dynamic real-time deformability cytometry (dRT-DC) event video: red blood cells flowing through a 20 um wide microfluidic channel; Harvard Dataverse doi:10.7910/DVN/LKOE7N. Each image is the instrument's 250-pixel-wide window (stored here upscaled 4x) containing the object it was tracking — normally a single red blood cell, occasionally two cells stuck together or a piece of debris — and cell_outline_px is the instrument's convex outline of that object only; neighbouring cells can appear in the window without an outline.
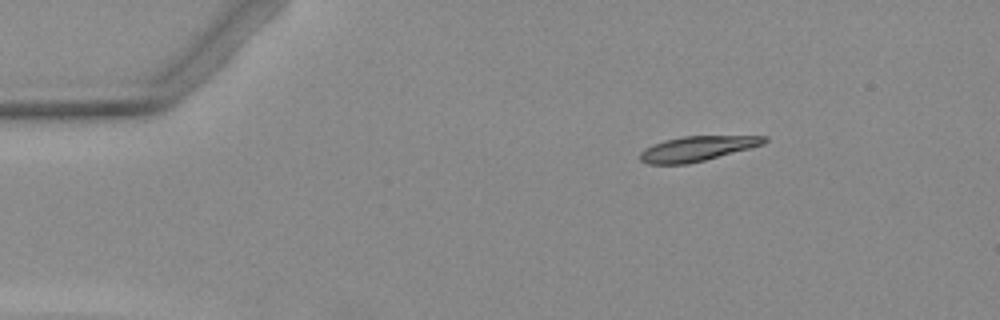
{"species": "Egyptian fruit bat (a non-hibernating species)", "species_latin": "Rousettus aegyptiacus", "temperature_condition": "warm", "stored_images_in_passage": 4, "camera_frame_rate_fps": 3000, "um_per_image_px": 0.085, "animal": {"sex": "female"}, "frame": {"image": 1, "passage_image": 1, "time_ms": 0.0, "image_size_px": [1000, 320], "cell_outline_px": [[768, 140], [764, 144], [704, 160], [688, 164], [648, 164], [640, 160], [640, 152], [644, 148], [652, 144], [664, 140], [684, 136], [768, 136]], "centroid_in_image_um": [59.22, 12.63], "position_along_channel_um": 25.8, "area_um2": 17.92}}
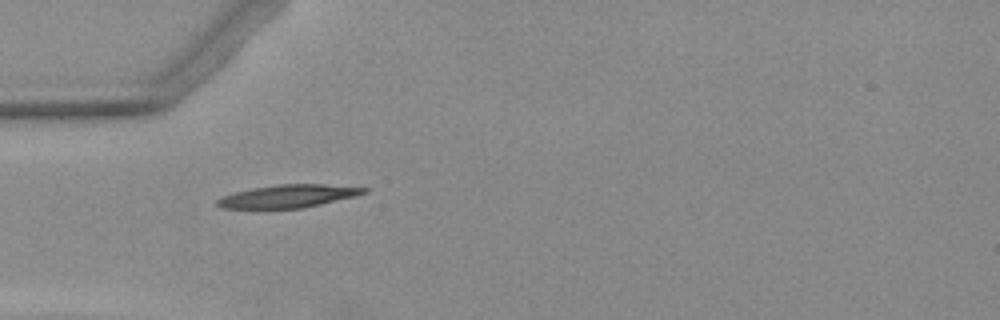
{"frame": {"image": 2, "passage_image": 3, "time_ms": 2.667, "image_size_px": [1000, 320], "cell_outline_px": [[368, 192], [356, 196], [320, 204], [300, 208], [220, 208], [216, 204], [216, 200], [224, 196], [236, 192], [252, 188], [276, 184], [324, 184], [368, 188]], "centroid_in_image_um": [24.51, 16.66], "position_along_channel_um": 60.5, "area_um2": 19.36}}
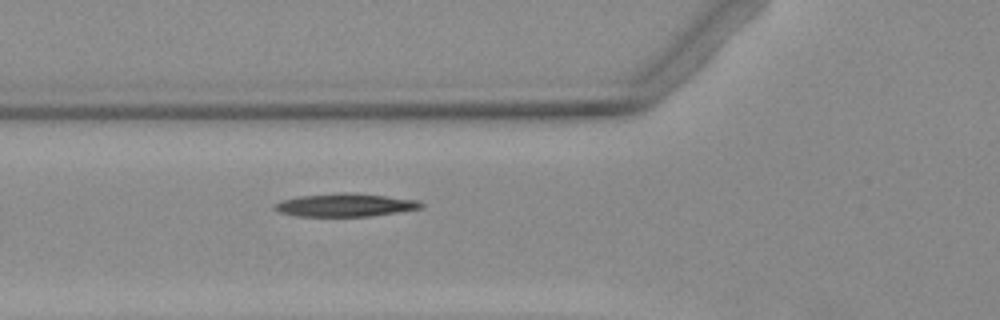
{"frame": {"image": 3, "passage_image": 4, "time_ms": 3.667, "image_size_px": [1000, 320], "cell_outline_px": [[424, 204], [420, 208], [372, 216], [296, 216], [280, 212], [272, 208], [280, 200], [300, 196], [344, 192], [384, 196], [420, 200]], "centroid_in_image_um": [29.32, 17.43], "position_along_channel_um": 96.5, "area_um2": 19.48}}